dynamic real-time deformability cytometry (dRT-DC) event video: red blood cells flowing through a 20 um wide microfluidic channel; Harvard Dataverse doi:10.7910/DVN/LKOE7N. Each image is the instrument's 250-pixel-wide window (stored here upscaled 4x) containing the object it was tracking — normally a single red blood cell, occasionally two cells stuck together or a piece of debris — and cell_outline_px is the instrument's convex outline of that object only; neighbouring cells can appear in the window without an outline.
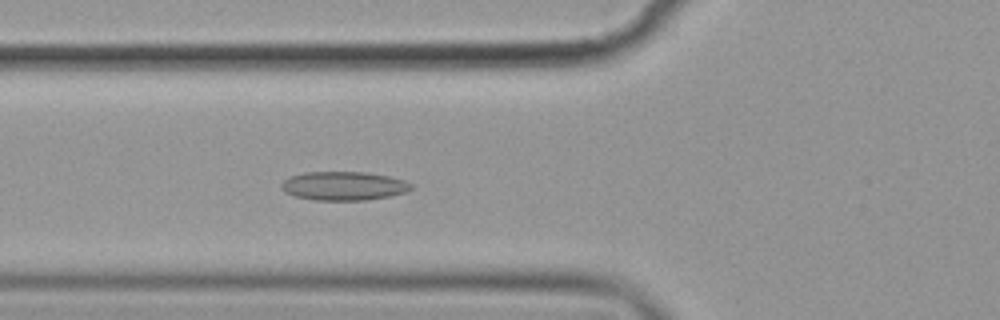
{"species": "common noctule bat (a hibernating species)", "species_latin": "Nyctalus noctula", "temperature_condition": "cold", "stored_images_in_passage": 57, "camera_frame_rate_fps": 3000, "um_per_image_px": 0.085, "animal": {"sex": "female", "body_mass_g": 19.9}, "frame": {"image": 1, "passage_image": 22, "time_ms": 7.0, "image_size_px": [1000, 320], "cell_outline_px": [[412, 188], [404, 192], [388, 196], [368, 200], [316, 200], [296, 196], [284, 192], [280, 188], [280, 184], [284, 180], [292, 176], [304, 172], [364, 172], [388, 176], [404, 180], [412, 184]], "centroid_in_image_um": [29.19, 15.8], "position_along_channel_um": 96.6, "area_um2": 21.62}}
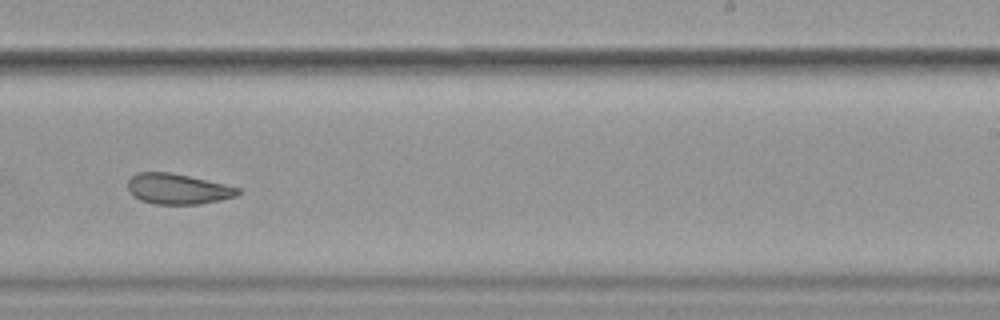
{"frame": {"image": 2, "passage_image": 37, "time_ms": 12.0, "image_size_px": [1000, 320], "cell_outline_px": [[240, 192], [236, 196], [220, 200], [200, 204], [152, 204], [140, 200], [132, 196], [128, 188], [128, 180], [136, 172], [168, 172], [188, 176], [224, 184], [240, 188]], "centroid_in_image_um": [15.07, 16.06], "position_along_channel_um": 273.9, "area_um2": 19.54}}
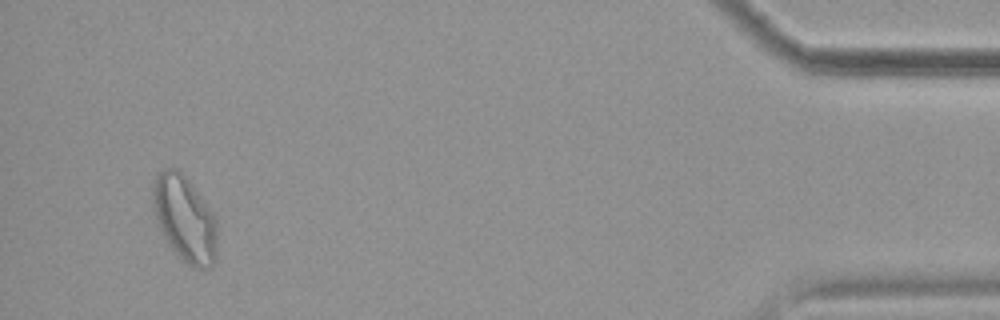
{"frame": {"image": 3, "passage_image": 55, "time_ms": 18.0, "image_size_px": [1000, 320], "cell_outline_px": [[216, 260], [208, 268], [196, 268], [188, 264], [172, 248], [164, 236], [160, 228], [156, 216], [152, 200], [152, 184], [156, 176], [164, 168], [176, 168], [188, 180], [208, 208], [216, 220]], "centroid_in_image_um": [15.69, 18.59], "position_along_channel_um": 419.5, "area_um2": 31.39}, "authors_computed_cell_mechanics": {"area_um2": 23.0044, "velocity_mm_per_s": 3.5493, "shape_relaxation_time_tau1_ms": null, "shape_relaxation_time_tau2_ms": 3.2354, "deformation_change_tau1": null, "deformation_change_tau2": 0.0986}}